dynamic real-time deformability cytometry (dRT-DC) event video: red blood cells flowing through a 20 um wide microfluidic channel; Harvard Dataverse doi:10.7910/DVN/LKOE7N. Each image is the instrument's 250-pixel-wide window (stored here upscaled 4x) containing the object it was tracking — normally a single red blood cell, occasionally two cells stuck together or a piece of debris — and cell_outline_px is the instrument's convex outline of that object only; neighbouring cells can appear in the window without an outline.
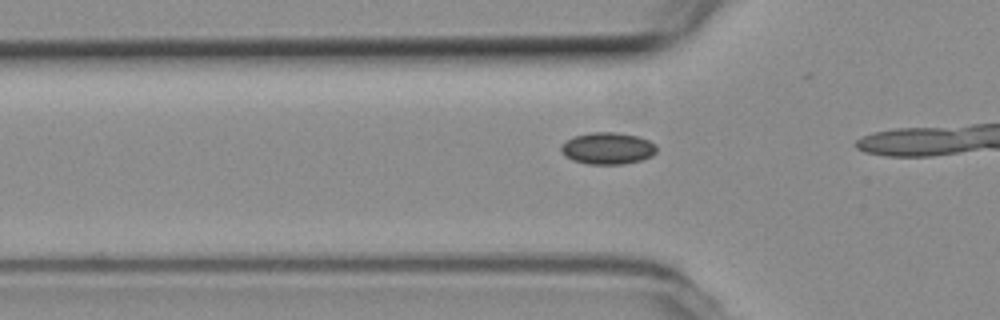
{"species": "common noctule bat (a hibernating species)", "species_latin": "Nyctalus noctula", "temperature_condition": "room temperature", "stored_images_in_passage": 12, "camera_frame_rate_fps": 3000, "um_per_image_px": 0.085, "animal": {"sex": "female", "body_mass_g": 19.3, "forearm_length_mm": 54.1}, "frame": {"image": 1, "passage_image": 9, "time_ms": 2.667, "image_size_px": [1000, 320], "cell_outline_px": [[656, 152], [652, 156], [640, 160], [624, 164], [588, 164], [572, 160], [564, 156], [560, 152], [560, 148], [568, 140], [576, 136], [592, 132], [616, 132], [636, 136], [648, 140], [656, 144]], "centroid_in_image_um": [51.65, 12.62], "position_along_channel_um": 74.1, "area_um2": 17.63}}